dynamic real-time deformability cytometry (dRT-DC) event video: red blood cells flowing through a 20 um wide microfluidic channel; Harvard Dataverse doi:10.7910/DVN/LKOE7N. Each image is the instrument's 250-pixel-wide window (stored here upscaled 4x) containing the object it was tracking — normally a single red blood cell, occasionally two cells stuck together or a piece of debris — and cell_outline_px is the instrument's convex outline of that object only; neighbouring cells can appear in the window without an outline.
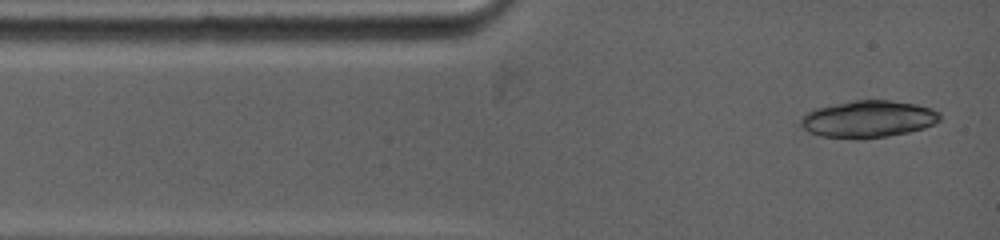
{"species": "common noctule bat (a hibernating species)", "species_latin": "Nyctalus noctula", "temperature_condition": "warm", "stored_images_in_passage": 3, "camera_frame_rate_fps": 5000, "um_per_image_px": 0.085, "animal": {"sex": "female", "body_mass_g": 19.0, "forearm_length_mm": 53.3}, "frame": {"image": 1, "passage_image": 1, "time_ms": 0.0, "image_size_px": [1000, 240], "cell_outline_px": [[940, 120], [936, 124], [924, 128], [908, 132], [888, 136], [820, 136], [808, 132], [800, 124], [800, 116], [816, 108], [852, 100], [888, 100], [916, 104], [932, 108], [940, 112]], "centroid_in_image_um": [73.83, 10.08], "position_along_channel_um": 11.2, "area_um2": 29.42}}